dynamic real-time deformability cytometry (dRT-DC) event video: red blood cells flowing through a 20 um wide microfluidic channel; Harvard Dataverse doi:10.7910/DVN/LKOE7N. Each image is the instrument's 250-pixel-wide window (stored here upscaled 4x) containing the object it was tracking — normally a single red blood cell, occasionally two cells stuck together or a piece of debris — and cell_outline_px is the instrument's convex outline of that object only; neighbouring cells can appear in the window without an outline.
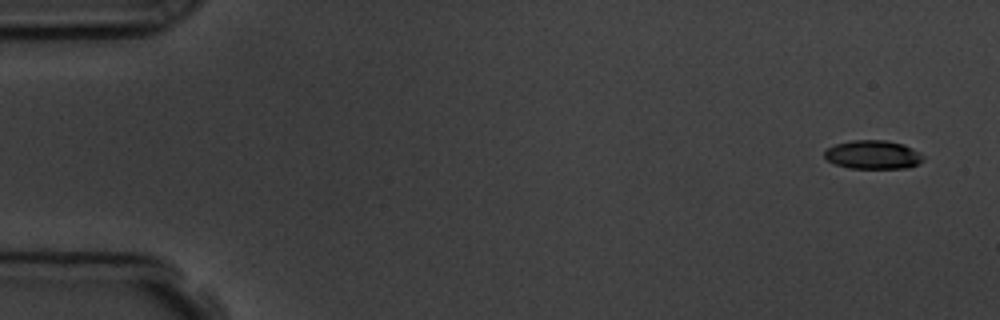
{"species": "common noctule bat (a hibernating species)", "species_latin": "Nyctalus noctula", "temperature_condition": "room temperature", "stored_images_in_passage": 4, "camera_frame_rate_fps": 3000, "um_per_image_px": 0.085, "animal": {"sex": "male", "body_mass_g": 19.5, "forearm_length_mm": 54.6}, "frame": {"image": 1, "passage_image": 1, "time_ms": 0.0, "image_size_px": [1000, 320], "cell_outline_px": [[924, 160], [920, 164], [908, 168], [848, 168], [836, 164], [828, 160], [824, 156], [824, 152], [828, 148], [836, 144], [852, 140], [884, 140], [904, 144], [920, 152], [924, 156]], "centroid_in_image_um": [74.25, 13.15], "position_along_channel_um": 10.7, "area_um2": 16.59}}